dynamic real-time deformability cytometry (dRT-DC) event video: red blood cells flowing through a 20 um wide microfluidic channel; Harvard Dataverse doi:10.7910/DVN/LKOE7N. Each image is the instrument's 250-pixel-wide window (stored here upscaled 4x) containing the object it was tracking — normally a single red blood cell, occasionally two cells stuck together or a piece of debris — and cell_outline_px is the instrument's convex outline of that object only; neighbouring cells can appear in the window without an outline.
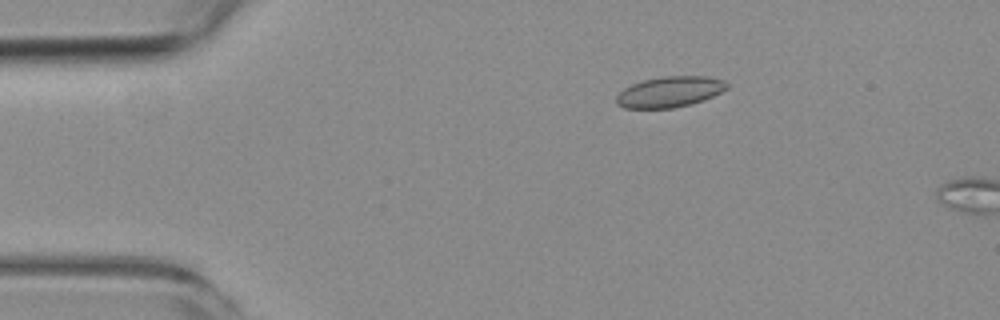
{"species": "common noctule bat (a hibernating species)", "species_latin": "Nyctalus noctula", "temperature_condition": "room temperature", "stored_images_in_passage": 3, "camera_frame_rate_fps": 3000, "um_per_image_px": 0.085, "animal": {"sex": "female", "body_mass_g": 19.3, "forearm_length_mm": 54.1}, "frame": {"image": 1, "passage_image": 2, "time_ms": 2.0, "image_size_px": [1000, 320], "cell_outline_px": [[728, 88], [704, 100], [672, 108], [624, 108], [616, 104], [616, 96], [624, 88], [632, 84], [644, 80], [664, 76], [708, 76], [724, 80], [728, 84]], "centroid_in_image_um": [56.92, 7.8], "position_along_channel_um": 28.1, "area_um2": 19.71}}